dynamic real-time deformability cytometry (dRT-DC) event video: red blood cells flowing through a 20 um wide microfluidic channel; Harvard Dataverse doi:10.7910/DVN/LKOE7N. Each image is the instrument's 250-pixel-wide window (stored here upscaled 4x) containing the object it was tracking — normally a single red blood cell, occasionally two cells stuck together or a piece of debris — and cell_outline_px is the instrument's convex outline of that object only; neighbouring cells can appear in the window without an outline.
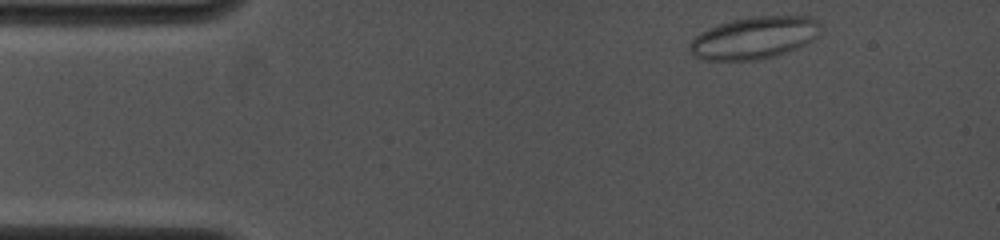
{"species": "common noctule bat (a hibernating species)", "species_latin": "Nyctalus noctula", "temperature_condition": "cold", "stored_images_in_passage": 42, "camera_frame_rate_fps": 4000, "um_per_image_px": 0.085, "animal": {"sex": "female", "body_mass_g": 19.0, "forearm_length_mm": 53.3}, "frame": {"image": 1, "passage_image": 1, "time_ms": 0.0, "image_size_px": [1000, 240], "cell_outline_px": [[820, 36], [808, 44], [772, 56], [756, 60], [704, 60], [692, 56], [688, 48], [688, 44], [700, 32], [708, 28], [732, 20], [752, 16], [812, 16], [820, 20]], "centroid_in_image_um": [64.14, 3.2], "position_along_channel_um": 20.9, "area_um2": 32.48}}
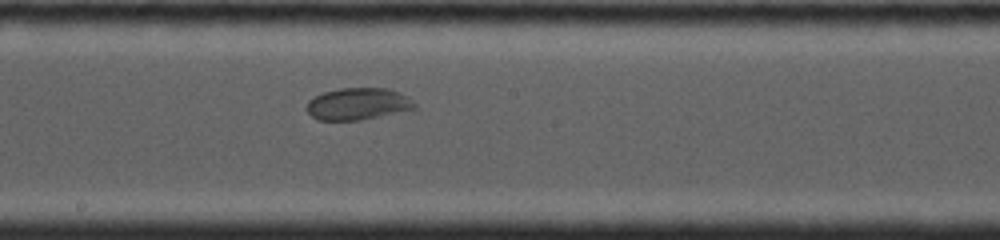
{"frame": {"image": 2, "passage_image": 27, "time_ms": 6.75, "image_size_px": [1000, 240], "cell_outline_px": [[416, 108], [380, 116], [360, 120], [316, 120], [304, 108], [308, 100], [324, 92], [340, 88], [388, 88], [408, 96], [416, 104]], "centroid_in_image_um": [30.4, 8.83], "position_along_channel_um": 217.8, "area_um2": 20.11}}
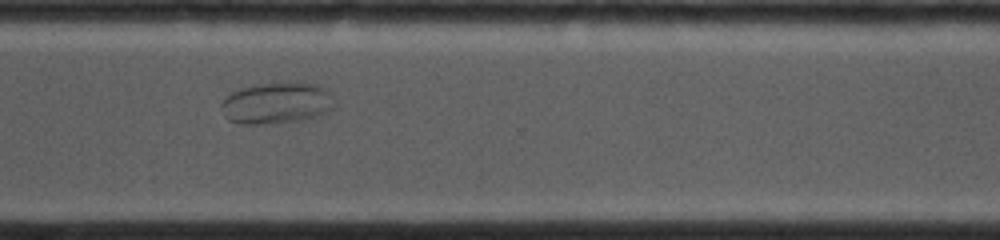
{"frame": {"image": 3, "passage_image": 41, "time_ms": 10.0, "image_size_px": [1000, 240], "cell_outline_px": [[336, 104], [328, 112], [320, 116], [300, 120], [272, 124], [240, 124], [228, 120], [224, 116], [220, 108], [220, 104], [232, 92], [256, 84], [288, 80], [300, 80], [316, 84], [332, 92], [336, 100]], "centroid_in_image_um": [23.59, 8.73], "position_along_channel_um": 347.0, "area_um2": 28.38}}